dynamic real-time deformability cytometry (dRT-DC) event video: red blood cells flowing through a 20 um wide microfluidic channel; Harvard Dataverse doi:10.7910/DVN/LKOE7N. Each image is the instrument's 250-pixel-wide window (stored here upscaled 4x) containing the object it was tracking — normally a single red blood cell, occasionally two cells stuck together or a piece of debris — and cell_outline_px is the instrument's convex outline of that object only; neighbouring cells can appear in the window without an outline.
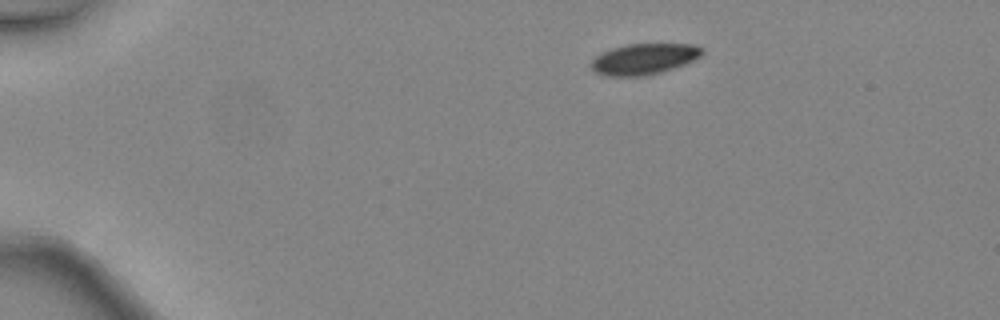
{"species": "common noctule bat (a hibernating species)", "species_latin": "Nyctalus noctula", "temperature_condition": "warm", "stored_images_in_passage": 38, "camera_frame_rate_fps": 3000, "um_per_image_px": 0.085, "animal": {"sex": "female", "body_mass_g": 24.6, "forearm_length_mm": 56.2}, "frame": {"image": 1, "passage_image": 1, "time_ms": 0.0, "image_size_px": [1000, 320], "cell_outline_px": [[704, 52], [700, 56], [684, 64], [660, 72], [644, 76], [604, 76], [596, 72], [592, 68], [592, 60], [596, 56], [612, 48], [628, 44], [692, 44], [704, 48]], "centroid_in_image_um": [54.75, 5.01], "position_along_channel_um": 30.3, "area_um2": 19.77}}
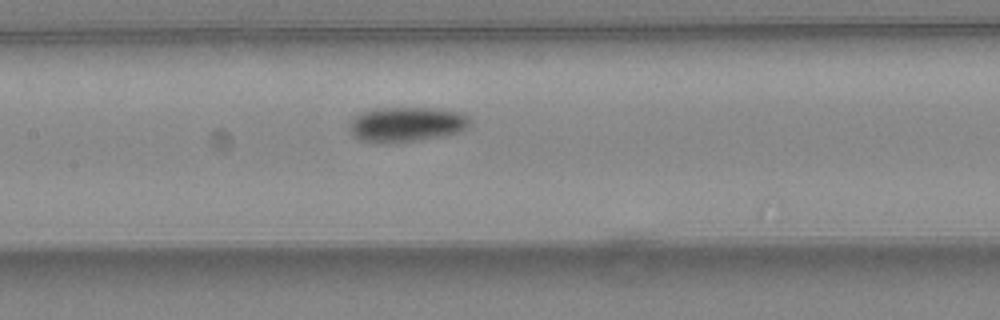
{"frame": {"image": 2, "passage_image": 16, "time_ms": 5.0, "image_size_px": [1000, 320], "cell_outline_px": [[472, 124], [468, 128], [460, 132], [440, 136], [416, 140], [360, 140], [352, 136], [348, 132], [348, 124], [352, 116], [360, 112], [376, 108], [432, 108], [460, 112], [468, 116], [472, 120]], "centroid_in_image_um": [34.55, 10.52], "position_along_channel_um": 172.8, "area_um2": 24.22}}
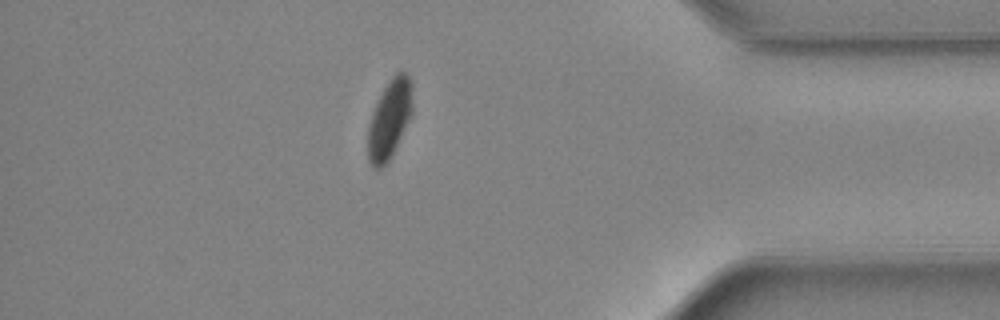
{"frame": {"image": 3, "passage_image": 33, "time_ms": 10.667, "image_size_px": [1000, 320], "cell_outline_px": [[412, 112], [388, 160], [380, 168], [372, 168], [368, 160], [368, 124], [372, 112], [384, 88], [392, 76], [396, 72], [404, 72], [408, 76], [412, 84]], "centroid_in_image_um": [33.09, 10.1], "position_along_channel_um": 402.1, "area_um2": 19.94}, "authors_computed_cell_mechanics": {"area_um2": 22.7443, "velocity_mm_per_s": 4.5401, "shape_relaxation_time_tau1_ms": 1.9794, "shape_relaxation_time_tau2_ms": 5.9634, "deformation_change_tau1": 0.0961, "deformation_change_tau2": 0.092}}